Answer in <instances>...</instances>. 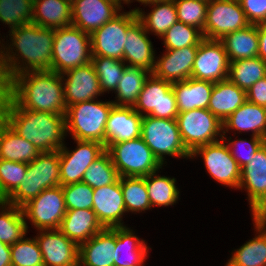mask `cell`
Listing matches in <instances>:
<instances>
[{
	"label": "cell",
	"instance_id": "25",
	"mask_svg": "<svg viewBox=\"0 0 266 266\" xmlns=\"http://www.w3.org/2000/svg\"><path fill=\"white\" fill-rule=\"evenodd\" d=\"M129 227H115L114 266H145L150 254L147 242Z\"/></svg>",
	"mask_w": 266,
	"mask_h": 266
},
{
	"label": "cell",
	"instance_id": "40",
	"mask_svg": "<svg viewBox=\"0 0 266 266\" xmlns=\"http://www.w3.org/2000/svg\"><path fill=\"white\" fill-rule=\"evenodd\" d=\"M121 189L128 213L139 214L152 209L144 177H121Z\"/></svg>",
	"mask_w": 266,
	"mask_h": 266
},
{
	"label": "cell",
	"instance_id": "32",
	"mask_svg": "<svg viewBox=\"0 0 266 266\" xmlns=\"http://www.w3.org/2000/svg\"><path fill=\"white\" fill-rule=\"evenodd\" d=\"M147 5L152 8L148 13L139 7H135L134 10L149 35L152 33L160 39L178 21L174 0L155 1L143 6Z\"/></svg>",
	"mask_w": 266,
	"mask_h": 266
},
{
	"label": "cell",
	"instance_id": "17",
	"mask_svg": "<svg viewBox=\"0 0 266 266\" xmlns=\"http://www.w3.org/2000/svg\"><path fill=\"white\" fill-rule=\"evenodd\" d=\"M72 25L88 34L118 15L123 5L116 0H73Z\"/></svg>",
	"mask_w": 266,
	"mask_h": 266
},
{
	"label": "cell",
	"instance_id": "44",
	"mask_svg": "<svg viewBox=\"0 0 266 266\" xmlns=\"http://www.w3.org/2000/svg\"><path fill=\"white\" fill-rule=\"evenodd\" d=\"M165 49L173 50L187 46H198L204 39L200 29L177 21L160 38Z\"/></svg>",
	"mask_w": 266,
	"mask_h": 266
},
{
	"label": "cell",
	"instance_id": "5",
	"mask_svg": "<svg viewBox=\"0 0 266 266\" xmlns=\"http://www.w3.org/2000/svg\"><path fill=\"white\" fill-rule=\"evenodd\" d=\"M60 186L59 151L43 152L28 163L27 172L18 188L5 200L22 207L44 189Z\"/></svg>",
	"mask_w": 266,
	"mask_h": 266
},
{
	"label": "cell",
	"instance_id": "23",
	"mask_svg": "<svg viewBox=\"0 0 266 266\" xmlns=\"http://www.w3.org/2000/svg\"><path fill=\"white\" fill-rule=\"evenodd\" d=\"M142 115L134 107L113 106L105 128V149L112 143L124 142L141 136Z\"/></svg>",
	"mask_w": 266,
	"mask_h": 266
},
{
	"label": "cell",
	"instance_id": "14",
	"mask_svg": "<svg viewBox=\"0 0 266 266\" xmlns=\"http://www.w3.org/2000/svg\"><path fill=\"white\" fill-rule=\"evenodd\" d=\"M250 25L239 0H210L203 36L221 40L226 34Z\"/></svg>",
	"mask_w": 266,
	"mask_h": 266
},
{
	"label": "cell",
	"instance_id": "9",
	"mask_svg": "<svg viewBox=\"0 0 266 266\" xmlns=\"http://www.w3.org/2000/svg\"><path fill=\"white\" fill-rule=\"evenodd\" d=\"M176 121L183 144L190 153L200 146L222 140L223 123L208 109L179 112Z\"/></svg>",
	"mask_w": 266,
	"mask_h": 266
},
{
	"label": "cell",
	"instance_id": "45",
	"mask_svg": "<svg viewBox=\"0 0 266 266\" xmlns=\"http://www.w3.org/2000/svg\"><path fill=\"white\" fill-rule=\"evenodd\" d=\"M11 266H44L42 253L35 237L26 235L10 246Z\"/></svg>",
	"mask_w": 266,
	"mask_h": 266
},
{
	"label": "cell",
	"instance_id": "37",
	"mask_svg": "<svg viewBox=\"0 0 266 266\" xmlns=\"http://www.w3.org/2000/svg\"><path fill=\"white\" fill-rule=\"evenodd\" d=\"M159 172L161 171L157 170L144 177L151 208L173 206L180 199L176 178L161 176Z\"/></svg>",
	"mask_w": 266,
	"mask_h": 266
},
{
	"label": "cell",
	"instance_id": "59",
	"mask_svg": "<svg viewBox=\"0 0 266 266\" xmlns=\"http://www.w3.org/2000/svg\"><path fill=\"white\" fill-rule=\"evenodd\" d=\"M264 144L266 145V135H265V137H264Z\"/></svg>",
	"mask_w": 266,
	"mask_h": 266
},
{
	"label": "cell",
	"instance_id": "26",
	"mask_svg": "<svg viewBox=\"0 0 266 266\" xmlns=\"http://www.w3.org/2000/svg\"><path fill=\"white\" fill-rule=\"evenodd\" d=\"M230 130L233 134L252 132L251 135L264 138L266 135V107L245 101L223 122V136Z\"/></svg>",
	"mask_w": 266,
	"mask_h": 266
},
{
	"label": "cell",
	"instance_id": "29",
	"mask_svg": "<svg viewBox=\"0 0 266 266\" xmlns=\"http://www.w3.org/2000/svg\"><path fill=\"white\" fill-rule=\"evenodd\" d=\"M253 221L254 238L233 250L225 266H266V225L259 218Z\"/></svg>",
	"mask_w": 266,
	"mask_h": 266
},
{
	"label": "cell",
	"instance_id": "16",
	"mask_svg": "<svg viewBox=\"0 0 266 266\" xmlns=\"http://www.w3.org/2000/svg\"><path fill=\"white\" fill-rule=\"evenodd\" d=\"M77 146L69 150L66 145L59 150L60 185L82 182L83 174L106 149L96 141L74 140Z\"/></svg>",
	"mask_w": 266,
	"mask_h": 266
},
{
	"label": "cell",
	"instance_id": "36",
	"mask_svg": "<svg viewBox=\"0 0 266 266\" xmlns=\"http://www.w3.org/2000/svg\"><path fill=\"white\" fill-rule=\"evenodd\" d=\"M151 72L133 66H126V69L116 87L115 99L112 100L115 106L134 107L139 94Z\"/></svg>",
	"mask_w": 266,
	"mask_h": 266
},
{
	"label": "cell",
	"instance_id": "28",
	"mask_svg": "<svg viewBox=\"0 0 266 266\" xmlns=\"http://www.w3.org/2000/svg\"><path fill=\"white\" fill-rule=\"evenodd\" d=\"M103 229L92 209L67 210L59 227V230L78 246Z\"/></svg>",
	"mask_w": 266,
	"mask_h": 266
},
{
	"label": "cell",
	"instance_id": "39",
	"mask_svg": "<svg viewBox=\"0 0 266 266\" xmlns=\"http://www.w3.org/2000/svg\"><path fill=\"white\" fill-rule=\"evenodd\" d=\"M264 77H266V62L260 57L230 62L228 79L246 92Z\"/></svg>",
	"mask_w": 266,
	"mask_h": 266
},
{
	"label": "cell",
	"instance_id": "19",
	"mask_svg": "<svg viewBox=\"0 0 266 266\" xmlns=\"http://www.w3.org/2000/svg\"><path fill=\"white\" fill-rule=\"evenodd\" d=\"M66 106L104 95L91 62L61 74Z\"/></svg>",
	"mask_w": 266,
	"mask_h": 266
},
{
	"label": "cell",
	"instance_id": "22",
	"mask_svg": "<svg viewBox=\"0 0 266 266\" xmlns=\"http://www.w3.org/2000/svg\"><path fill=\"white\" fill-rule=\"evenodd\" d=\"M246 191L251 214L266 200V145L263 144L244 167L238 190Z\"/></svg>",
	"mask_w": 266,
	"mask_h": 266
},
{
	"label": "cell",
	"instance_id": "3",
	"mask_svg": "<svg viewBox=\"0 0 266 266\" xmlns=\"http://www.w3.org/2000/svg\"><path fill=\"white\" fill-rule=\"evenodd\" d=\"M5 91L22 107L65 115L61 74L51 70L27 71L15 76Z\"/></svg>",
	"mask_w": 266,
	"mask_h": 266
},
{
	"label": "cell",
	"instance_id": "51",
	"mask_svg": "<svg viewBox=\"0 0 266 266\" xmlns=\"http://www.w3.org/2000/svg\"><path fill=\"white\" fill-rule=\"evenodd\" d=\"M247 101L266 107V77L258 80L246 92Z\"/></svg>",
	"mask_w": 266,
	"mask_h": 266
},
{
	"label": "cell",
	"instance_id": "54",
	"mask_svg": "<svg viewBox=\"0 0 266 266\" xmlns=\"http://www.w3.org/2000/svg\"><path fill=\"white\" fill-rule=\"evenodd\" d=\"M266 211V200L251 214L252 217L258 218Z\"/></svg>",
	"mask_w": 266,
	"mask_h": 266
},
{
	"label": "cell",
	"instance_id": "46",
	"mask_svg": "<svg viewBox=\"0 0 266 266\" xmlns=\"http://www.w3.org/2000/svg\"><path fill=\"white\" fill-rule=\"evenodd\" d=\"M28 163L0 159V201H5L21 184Z\"/></svg>",
	"mask_w": 266,
	"mask_h": 266
},
{
	"label": "cell",
	"instance_id": "21",
	"mask_svg": "<svg viewBox=\"0 0 266 266\" xmlns=\"http://www.w3.org/2000/svg\"><path fill=\"white\" fill-rule=\"evenodd\" d=\"M165 50V53L163 52L161 56L156 57L152 74L170 83L191 78L198 46Z\"/></svg>",
	"mask_w": 266,
	"mask_h": 266
},
{
	"label": "cell",
	"instance_id": "7",
	"mask_svg": "<svg viewBox=\"0 0 266 266\" xmlns=\"http://www.w3.org/2000/svg\"><path fill=\"white\" fill-rule=\"evenodd\" d=\"M91 37L73 25L55 29L51 71L59 74L91 62Z\"/></svg>",
	"mask_w": 266,
	"mask_h": 266
},
{
	"label": "cell",
	"instance_id": "47",
	"mask_svg": "<svg viewBox=\"0 0 266 266\" xmlns=\"http://www.w3.org/2000/svg\"><path fill=\"white\" fill-rule=\"evenodd\" d=\"M208 2L204 0H174L178 21L194 26L203 32Z\"/></svg>",
	"mask_w": 266,
	"mask_h": 266
},
{
	"label": "cell",
	"instance_id": "20",
	"mask_svg": "<svg viewBox=\"0 0 266 266\" xmlns=\"http://www.w3.org/2000/svg\"><path fill=\"white\" fill-rule=\"evenodd\" d=\"M92 210L104 228L126 227L127 213L121 189V177L113 184L94 189Z\"/></svg>",
	"mask_w": 266,
	"mask_h": 266
},
{
	"label": "cell",
	"instance_id": "15",
	"mask_svg": "<svg viewBox=\"0 0 266 266\" xmlns=\"http://www.w3.org/2000/svg\"><path fill=\"white\" fill-rule=\"evenodd\" d=\"M230 61L221 40L204 38L198 45L191 78L213 83L228 79Z\"/></svg>",
	"mask_w": 266,
	"mask_h": 266
},
{
	"label": "cell",
	"instance_id": "42",
	"mask_svg": "<svg viewBox=\"0 0 266 266\" xmlns=\"http://www.w3.org/2000/svg\"><path fill=\"white\" fill-rule=\"evenodd\" d=\"M120 178L109 153L105 150L83 174L82 182L93 189L111 185Z\"/></svg>",
	"mask_w": 266,
	"mask_h": 266
},
{
	"label": "cell",
	"instance_id": "27",
	"mask_svg": "<svg viewBox=\"0 0 266 266\" xmlns=\"http://www.w3.org/2000/svg\"><path fill=\"white\" fill-rule=\"evenodd\" d=\"M115 227L104 228L79 246V266H114Z\"/></svg>",
	"mask_w": 266,
	"mask_h": 266
},
{
	"label": "cell",
	"instance_id": "2",
	"mask_svg": "<svg viewBox=\"0 0 266 266\" xmlns=\"http://www.w3.org/2000/svg\"><path fill=\"white\" fill-rule=\"evenodd\" d=\"M0 117L41 153L59 151L65 144V115L22 108L4 91Z\"/></svg>",
	"mask_w": 266,
	"mask_h": 266
},
{
	"label": "cell",
	"instance_id": "30",
	"mask_svg": "<svg viewBox=\"0 0 266 266\" xmlns=\"http://www.w3.org/2000/svg\"><path fill=\"white\" fill-rule=\"evenodd\" d=\"M246 100V91L226 79L214 83L207 109L223 123Z\"/></svg>",
	"mask_w": 266,
	"mask_h": 266
},
{
	"label": "cell",
	"instance_id": "18",
	"mask_svg": "<svg viewBox=\"0 0 266 266\" xmlns=\"http://www.w3.org/2000/svg\"><path fill=\"white\" fill-rule=\"evenodd\" d=\"M38 232L35 238L42 253L44 266H79V246L75 242L59 229Z\"/></svg>",
	"mask_w": 266,
	"mask_h": 266
},
{
	"label": "cell",
	"instance_id": "38",
	"mask_svg": "<svg viewBox=\"0 0 266 266\" xmlns=\"http://www.w3.org/2000/svg\"><path fill=\"white\" fill-rule=\"evenodd\" d=\"M27 233L22 209L0 201V241L11 246L28 235Z\"/></svg>",
	"mask_w": 266,
	"mask_h": 266
},
{
	"label": "cell",
	"instance_id": "35",
	"mask_svg": "<svg viewBox=\"0 0 266 266\" xmlns=\"http://www.w3.org/2000/svg\"><path fill=\"white\" fill-rule=\"evenodd\" d=\"M229 61L258 57L259 39L258 25L228 33L222 39Z\"/></svg>",
	"mask_w": 266,
	"mask_h": 266
},
{
	"label": "cell",
	"instance_id": "33",
	"mask_svg": "<svg viewBox=\"0 0 266 266\" xmlns=\"http://www.w3.org/2000/svg\"><path fill=\"white\" fill-rule=\"evenodd\" d=\"M32 23L49 29H59L71 26V1L33 0Z\"/></svg>",
	"mask_w": 266,
	"mask_h": 266
},
{
	"label": "cell",
	"instance_id": "49",
	"mask_svg": "<svg viewBox=\"0 0 266 266\" xmlns=\"http://www.w3.org/2000/svg\"><path fill=\"white\" fill-rule=\"evenodd\" d=\"M67 210L92 209L94 189L84 182L62 186Z\"/></svg>",
	"mask_w": 266,
	"mask_h": 266
},
{
	"label": "cell",
	"instance_id": "48",
	"mask_svg": "<svg viewBox=\"0 0 266 266\" xmlns=\"http://www.w3.org/2000/svg\"><path fill=\"white\" fill-rule=\"evenodd\" d=\"M250 137V140H247L246 138H238L236 140H232L231 136L228 138L226 136L222 137V139L226 141L225 143L228 145V148L231 152V156L237 162L240 168L244 167L247 163H249L250 159L264 144V138L253 135H251ZM239 151L241 153H239Z\"/></svg>",
	"mask_w": 266,
	"mask_h": 266
},
{
	"label": "cell",
	"instance_id": "56",
	"mask_svg": "<svg viewBox=\"0 0 266 266\" xmlns=\"http://www.w3.org/2000/svg\"><path fill=\"white\" fill-rule=\"evenodd\" d=\"M4 91H5V86L3 83H0V105H1L2 97L4 95Z\"/></svg>",
	"mask_w": 266,
	"mask_h": 266
},
{
	"label": "cell",
	"instance_id": "50",
	"mask_svg": "<svg viewBox=\"0 0 266 266\" xmlns=\"http://www.w3.org/2000/svg\"><path fill=\"white\" fill-rule=\"evenodd\" d=\"M250 24L266 23V0H239Z\"/></svg>",
	"mask_w": 266,
	"mask_h": 266
},
{
	"label": "cell",
	"instance_id": "43",
	"mask_svg": "<svg viewBox=\"0 0 266 266\" xmlns=\"http://www.w3.org/2000/svg\"><path fill=\"white\" fill-rule=\"evenodd\" d=\"M33 0H0V22L12 31L32 23Z\"/></svg>",
	"mask_w": 266,
	"mask_h": 266
},
{
	"label": "cell",
	"instance_id": "8",
	"mask_svg": "<svg viewBox=\"0 0 266 266\" xmlns=\"http://www.w3.org/2000/svg\"><path fill=\"white\" fill-rule=\"evenodd\" d=\"M106 151L120 177H145L163 167L141 137L112 143Z\"/></svg>",
	"mask_w": 266,
	"mask_h": 266
},
{
	"label": "cell",
	"instance_id": "12",
	"mask_svg": "<svg viewBox=\"0 0 266 266\" xmlns=\"http://www.w3.org/2000/svg\"><path fill=\"white\" fill-rule=\"evenodd\" d=\"M134 110L142 116L176 119L179 111L172 83L151 73L139 94Z\"/></svg>",
	"mask_w": 266,
	"mask_h": 266
},
{
	"label": "cell",
	"instance_id": "31",
	"mask_svg": "<svg viewBox=\"0 0 266 266\" xmlns=\"http://www.w3.org/2000/svg\"><path fill=\"white\" fill-rule=\"evenodd\" d=\"M214 83L188 78L172 83L179 112L193 109H207Z\"/></svg>",
	"mask_w": 266,
	"mask_h": 266
},
{
	"label": "cell",
	"instance_id": "13",
	"mask_svg": "<svg viewBox=\"0 0 266 266\" xmlns=\"http://www.w3.org/2000/svg\"><path fill=\"white\" fill-rule=\"evenodd\" d=\"M198 157L203 159L206 171L217 183L236 190L239 188L241 168L223 139L196 148L190 159Z\"/></svg>",
	"mask_w": 266,
	"mask_h": 266
},
{
	"label": "cell",
	"instance_id": "52",
	"mask_svg": "<svg viewBox=\"0 0 266 266\" xmlns=\"http://www.w3.org/2000/svg\"><path fill=\"white\" fill-rule=\"evenodd\" d=\"M259 50L258 57L266 62V23L258 25Z\"/></svg>",
	"mask_w": 266,
	"mask_h": 266
},
{
	"label": "cell",
	"instance_id": "10",
	"mask_svg": "<svg viewBox=\"0 0 266 266\" xmlns=\"http://www.w3.org/2000/svg\"><path fill=\"white\" fill-rule=\"evenodd\" d=\"M26 221L39 230L59 229L67 208L62 186L44 189L37 197L21 207Z\"/></svg>",
	"mask_w": 266,
	"mask_h": 266
},
{
	"label": "cell",
	"instance_id": "24",
	"mask_svg": "<svg viewBox=\"0 0 266 266\" xmlns=\"http://www.w3.org/2000/svg\"><path fill=\"white\" fill-rule=\"evenodd\" d=\"M148 34L139 20L128 29L122 61L127 66L140 67L152 73L156 50Z\"/></svg>",
	"mask_w": 266,
	"mask_h": 266
},
{
	"label": "cell",
	"instance_id": "53",
	"mask_svg": "<svg viewBox=\"0 0 266 266\" xmlns=\"http://www.w3.org/2000/svg\"><path fill=\"white\" fill-rule=\"evenodd\" d=\"M0 266H11L10 245L0 241Z\"/></svg>",
	"mask_w": 266,
	"mask_h": 266
},
{
	"label": "cell",
	"instance_id": "34",
	"mask_svg": "<svg viewBox=\"0 0 266 266\" xmlns=\"http://www.w3.org/2000/svg\"><path fill=\"white\" fill-rule=\"evenodd\" d=\"M40 154L35 145L17 134L0 117V159L30 163Z\"/></svg>",
	"mask_w": 266,
	"mask_h": 266
},
{
	"label": "cell",
	"instance_id": "4",
	"mask_svg": "<svg viewBox=\"0 0 266 266\" xmlns=\"http://www.w3.org/2000/svg\"><path fill=\"white\" fill-rule=\"evenodd\" d=\"M99 98L78 102L66 109V135L81 141H96L105 147V128L114 103ZM70 132V133H69Z\"/></svg>",
	"mask_w": 266,
	"mask_h": 266
},
{
	"label": "cell",
	"instance_id": "1",
	"mask_svg": "<svg viewBox=\"0 0 266 266\" xmlns=\"http://www.w3.org/2000/svg\"><path fill=\"white\" fill-rule=\"evenodd\" d=\"M8 33L7 43L0 39V76L4 86L23 72L50 70L55 29L29 23Z\"/></svg>",
	"mask_w": 266,
	"mask_h": 266
},
{
	"label": "cell",
	"instance_id": "57",
	"mask_svg": "<svg viewBox=\"0 0 266 266\" xmlns=\"http://www.w3.org/2000/svg\"><path fill=\"white\" fill-rule=\"evenodd\" d=\"M258 218L266 225V212L262 213Z\"/></svg>",
	"mask_w": 266,
	"mask_h": 266
},
{
	"label": "cell",
	"instance_id": "58",
	"mask_svg": "<svg viewBox=\"0 0 266 266\" xmlns=\"http://www.w3.org/2000/svg\"><path fill=\"white\" fill-rule=\"evenodd\" d=\"M118 1L121 5L123 4H126L128 6V4L132 3V0H116Z\"/></svg>",
	"mask_w": 266,
	"mask_h": 266
},
{
	"label": "cell",
	"instance_id": "6",
	"mask_svg": "<svg viewBox=\"0 0 266 266\" xmlns=\"http://www.w3.org/2000/svg\"><path fill=\"white\" fill-rule=\"evenodd\" d=\"M159 162L166 166V156L190 159L191 153L181 139L176 119L142 117L141 136Z\"/></svg>",
	"mask_w": 266,
	"mask_h": 266
},
{
	"label": "cell",
	"instance_id": "11",
	"mask_svg": "<svg viewBox=\"0 0 266 266\" xmlns=\"http://www.w3.org/2000/svg\"><path fill=\"white\" fill-rule=\"evenodd\" d=\"M138 20L134 9L121 11L113 19L95 30L91 37L92 56L123 60L124 44L128 29Z\"/></svg>",
	"mask_w": 266,
	"mask_h": 266
},
{
	"label": "cell",
	"instance_id": "41",
	"mask_svg": "<svg viewBox=\"0 0 266 266\" xmlns=\"http://www.w3.org/2000/svg\"><path fill=\"white\" fill-rule=\"evenodd\" d=\"M91 64L97 74L103 94L115 91L127 65L122 60L104 56H92Z\"/></svg>",
	"mask_w": 266,
	"mask_h": 266
},
{
	"label": "cell",
	"instance_id": "55",
	"mask_svg": "<svg viewBox=\"0 0 266 266\" xmlns=\"http://www.w3.org/2000/svg\"><path fill=\"white\" fill-rule=\"evenodd\" d=\"M134 1L141 3L140 5H145V4L150 3V2L161 1V0H132V2H134Z\"/></svg>",
	"mask_w": 266,
	"mask_h": 266
}]
</instances>
